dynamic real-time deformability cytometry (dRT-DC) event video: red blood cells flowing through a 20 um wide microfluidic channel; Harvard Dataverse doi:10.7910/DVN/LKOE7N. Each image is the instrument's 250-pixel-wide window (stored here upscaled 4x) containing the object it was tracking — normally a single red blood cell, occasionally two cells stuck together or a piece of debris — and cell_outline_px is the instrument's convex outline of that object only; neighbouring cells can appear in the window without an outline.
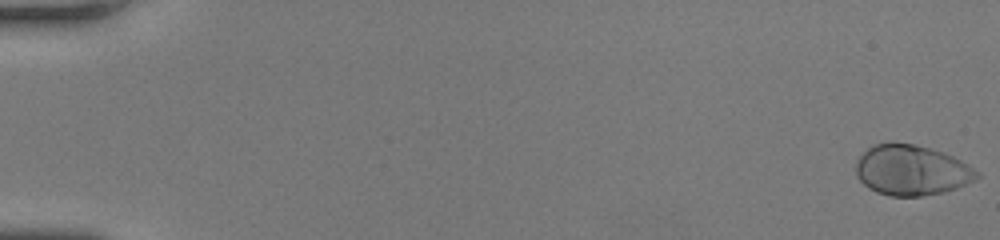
{"species": "human", "species_latin": "Homo sapiens", "temperature_condition": "room temperature", "stored_images_in_passage": 53, "camera_frame_rate_fps": 3000, "um_per_image_px": 0.085, "donor": {"sex": "female"}, "frame": {"image": 1, "passage_image": 1, "time_ms": 0.0, "image_size_px": [1000, 240], "cell_outline_px": [[980, 176], [956, 188], [944, 192], [924, 196], [888, 196], [876, 192], [868, 188], [856, 176], [856, 160], [868, 148], [876, 144], [916, 144], [944, 152], [960, 160], [980, 172]], "centroid_in_image_um": [77.47, 14.49], "position_along_channel_um": 7.5, "area_um2": 35.26}}
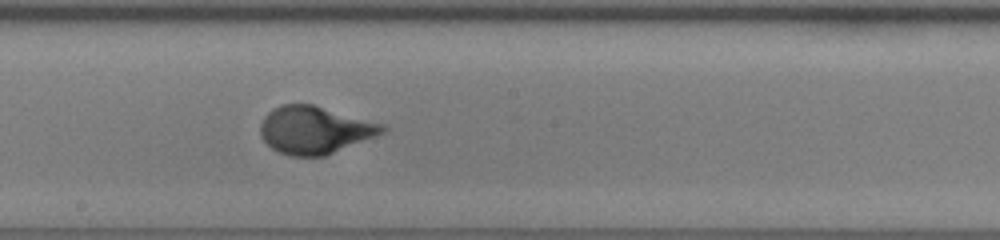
{"frame": {"image": 2, "passage_image": 31, "time_ms": 10.0, "image_size_px": [1000, 240], "cell_outline_px": [[388, 128], [384, 132], [376, 136], [324, 156], [292, 156], [280, 152], [272, 148], [260, 136], [260, 124], [264, 116], [272, 108], [280, 104], [312, 104], [388, 124]], "centroid_in_image_um": [26.78, 11.03], "position_along_channel_um": 221.4, "area_um2": 34.04}}
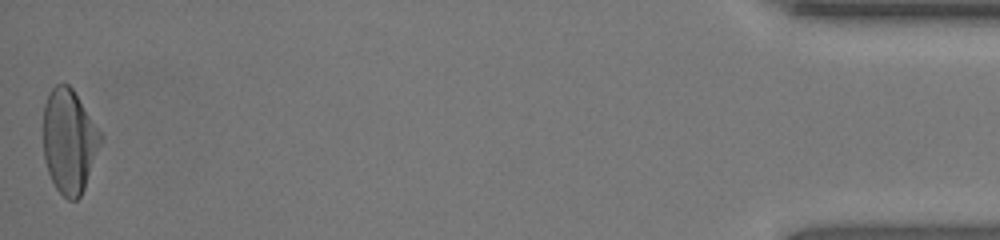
{"frame": {"image": 3, "passage_image": 53, "time_ms": 17.333, "image_size_px": [1000, 240], "cell_outline_px": [[104, 136], [84, 188], [80, 196], [76, 200], [68, 200], [56, 188], [48, 172], [44, 160], [44, 104], [52, 88], [56, 84], [68, 84], [72, 88]], "centroid_in_image_um": [5.89, 11.99], "position_along_channel_um": 429.3, "area_um2": 34.56}}